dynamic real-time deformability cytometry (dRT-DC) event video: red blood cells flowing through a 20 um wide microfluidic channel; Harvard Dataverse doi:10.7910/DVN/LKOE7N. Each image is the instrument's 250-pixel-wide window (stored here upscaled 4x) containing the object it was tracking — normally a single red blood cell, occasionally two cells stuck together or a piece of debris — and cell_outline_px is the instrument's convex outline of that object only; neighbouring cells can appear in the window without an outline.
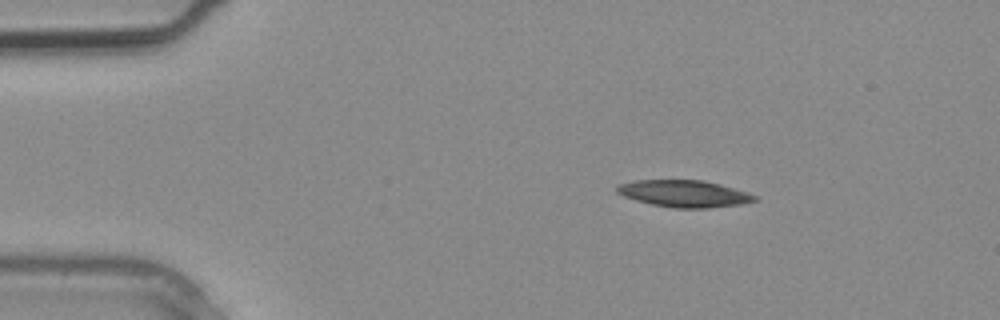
{"species": "common noctule bat (a hibernating species)", "species_latin": "Nyctalus noctula", "temperature_condition": "warm", "stored_images_in_passage": 2, "camera_frame_rate_fps": 3000, "um_per_image_px": 0.085, "animal": {"sex": "male", "body_mass_g": 20.4}, "frame": {"image": 1, "passage_image": 1, "time_ms": 0.0, "image_size_px": [1000, 320], "cell_outline_px": [[760, 200], [744, 204], [708, 208], [676, 208], [652, 204], [636, 200], [624, 196], [616, 192], [616, 184], [636, 180], [700, 180], [720, 184], [748, 192], [756, 196]], "centroid_in_image_um": [58.18, 16.46], "position_along_channel_um": 26.8, "area_um2": 21.68}}
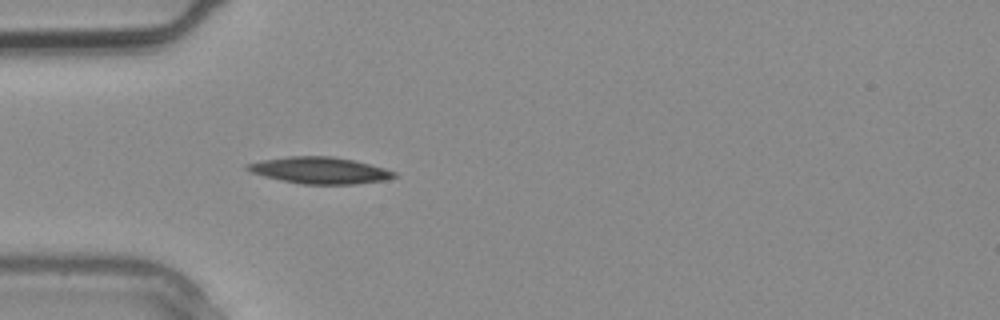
{"frame": {"image": 2, "passage_image": 2, "time_ms": 0.333, "image_size_px": [1000, 320], "cell_outline_px": [[396, 176], [384, 180], [356, 184], [300, 184], [280, 180], [264, 176], [252, 172], [244, 168], [244, 164], [260, 160], [288, 156], [332, 156], [356, 160], [384, 168], [396, 172]], "centroid_in_image_um": [27.15, 14.47], "position_along_channel_um": 57.9, "area_um2": 22.89}}